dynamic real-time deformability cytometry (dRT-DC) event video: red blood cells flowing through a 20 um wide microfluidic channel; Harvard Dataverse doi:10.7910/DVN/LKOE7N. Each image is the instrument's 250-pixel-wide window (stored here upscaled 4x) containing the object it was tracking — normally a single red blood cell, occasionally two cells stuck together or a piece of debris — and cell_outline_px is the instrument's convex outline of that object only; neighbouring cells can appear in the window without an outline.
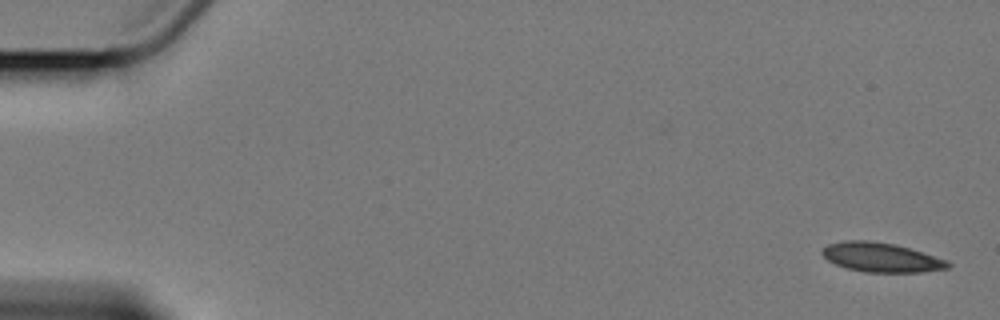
{"species": "Egyptian fruit bat (a non-hibernating species)", "species_latin": "Rousettus aegyptiacus", "temperature_condition": "cold", "stored_images_in_passage": 9, "camera_frame_rate_fps": 3000, "um_per_image_px": 0.085, "animal": {"sex": "female"}, "frame": {"image": 1, "passage_image": 1, "time_ms": 0.0, "image_size_px": [1000, 320], "cell_outline_px": [[952, 264], [948, 268], [920, 272], [868, 272], [848, 268], [836, 264], [828, 260], [820, 252], [828, 244], [844, 240], [868, 240], [896, 244], [948, 260]], "centroid_in_image_um": [74.92, 21.86], "position_along_channel_um": 10.1, "area_um2": 21.39}}
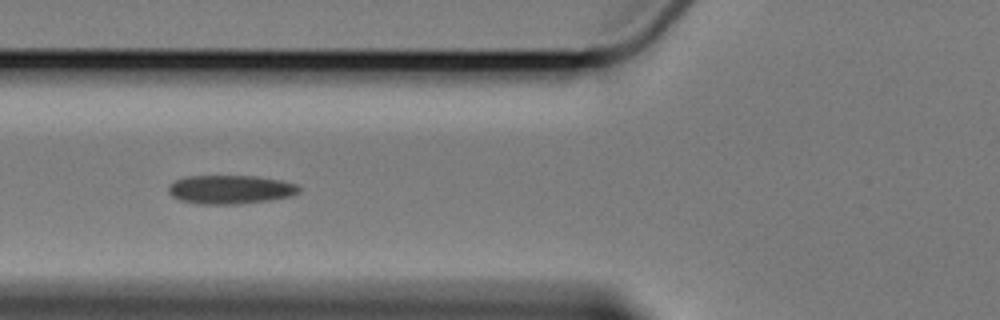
{"frame": {"image": 2, "passage_image": 7, "time_ms": 7.0, "image_size_px": [1000, 320], "cell_outline_px": [[300, 192], [292, 196], [268, 200], [240, 204], [196, 204], [180, 200], [172, 196], [168, 192], [168, 184], [184, 176], [256, 176], [280, 180], [296, 184], [300, 188]], "centroid_in_image_um": [19.55, 16.11], "position_along_channel_um": 106.2, "area_um2": 22.02}}
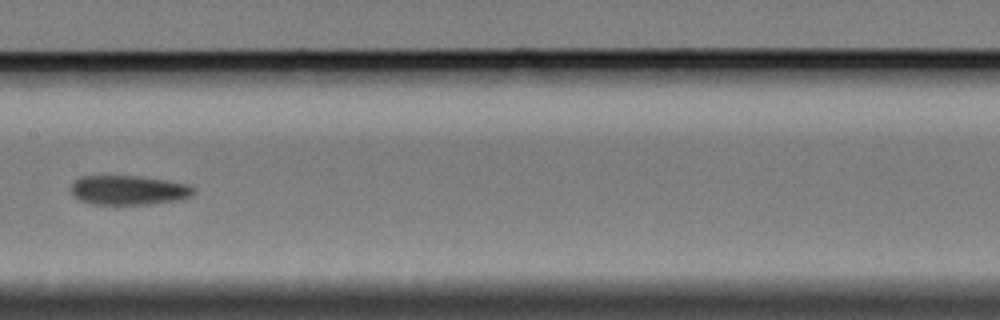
{"frame": {"image": 3, "passage_image": 9, "time_ms": 9.667, "image_size_px": [1000, 320], "cell_outline_px": [[196, 192], [180, 200], [152, 204], [88, 204], [80, 200], [72, 192], [72, 184], [80, 176], [136, 176], [164, 180], [188, 184], [196, 188]], "centroid_in_image_um": [10.96, 16.17], "position_along_channel_um": 196.4, "area_um2": 20.92}}